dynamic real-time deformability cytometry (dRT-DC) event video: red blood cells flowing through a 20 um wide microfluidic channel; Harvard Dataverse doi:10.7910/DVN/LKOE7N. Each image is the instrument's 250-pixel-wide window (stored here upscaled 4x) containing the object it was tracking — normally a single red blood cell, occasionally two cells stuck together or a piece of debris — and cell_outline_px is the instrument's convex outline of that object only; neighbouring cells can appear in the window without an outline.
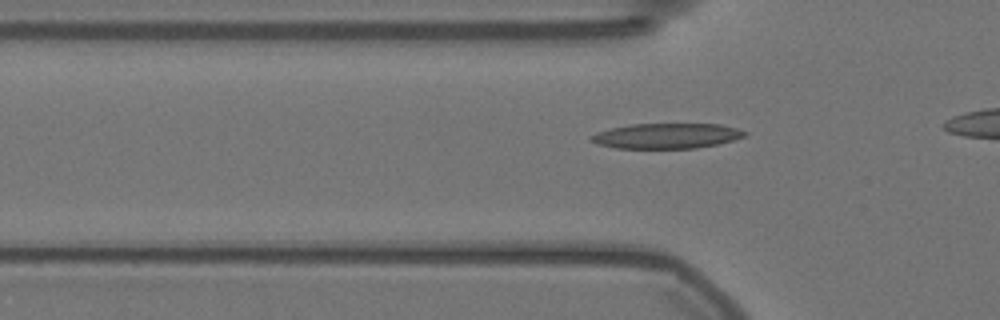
{"species": "Egyptian fruit bat (a non-hibernating species)", "species_latin": "Rousettus aegyptiacus", "temperature_condition": "warm", "stored_images_in_passage": 21, "camera_frame_rate_fps": 3000, "um_per_image_px": 0.085, "animal": {"sex": "female"}, "frame": {"image": 1, "passage_image": 4, "time_ms": 1.0, "image_size_px": [1000, 320], "cell_outline_px": [[748, 132], [744, 136], [732, 140], [716, 144], [696, 148], [616, 148], [596, 144], [588, 140], [588, 136], [596, 132], [628, 124], [720, 124], [736, 128]], "centroid_in_image_um": [56.59, 11.55], "position_along_channel_um": 69.2, "area_um2": 22.6}}
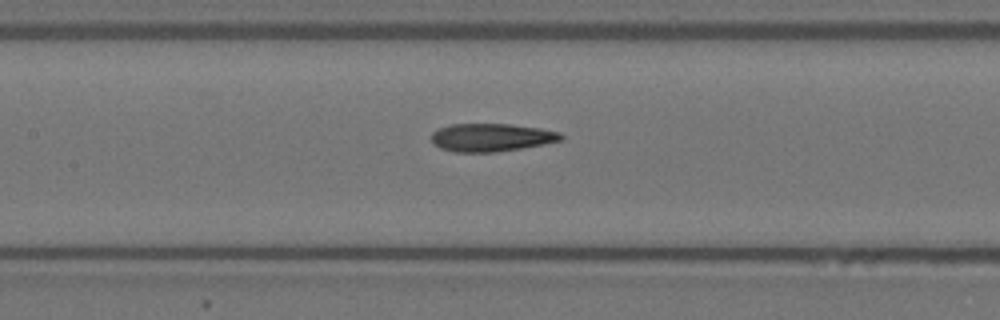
{"frame": {"image": 2, "passage_image": 12, "time_ms": 3.667, "image_size_px": [1000, 320], "cell_outline_px": [[564, 136], [560, 140], [544, 144], [496, 152], [456, 152], [440, 148], [432, 144], [432, 132], [440, 128], [452, 124], [512, 124], [540, 128], [560, 132]], "centroid_in_image_um": [41.75, 11.68], "position_along_channel_um": 165.6, "area_um2": 21.1}}
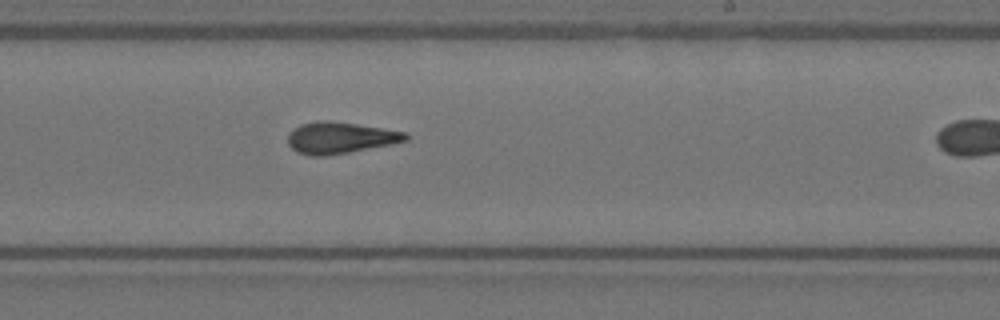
{"frame": {"image": 3, "passage_image": 20, "time_ms": 6.333, "image_size_px": [1000, 320], "cell_outline_px": [[408, 140], [392, 144], [348, 152], [324, 156], [308, 156], [296, 152], [288, 144], [288, 132], [292, 128], [300, 124], [316, 120], [328, 120], [356, 124], [404, 132], [408, 136]], "centroid_in_image_um": [28.83, 11.71], "position_along_channel_um": 260.2, "area_um2": 21.62}}